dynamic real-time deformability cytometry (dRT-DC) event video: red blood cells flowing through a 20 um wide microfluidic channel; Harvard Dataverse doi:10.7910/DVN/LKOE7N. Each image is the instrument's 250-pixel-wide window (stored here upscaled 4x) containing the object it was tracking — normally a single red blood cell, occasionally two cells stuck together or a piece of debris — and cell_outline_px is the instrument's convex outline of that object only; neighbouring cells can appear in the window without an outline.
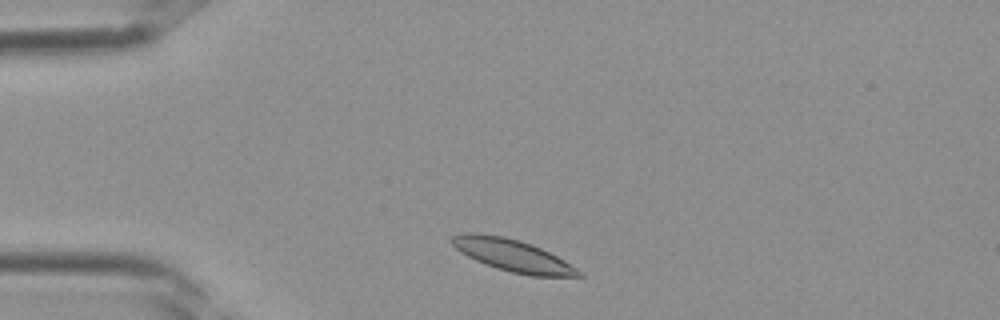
{"species": "Egyptian fruit bat (a non-hibernating species)", "species_latin": "Rousettus aegyptiacus", "temperature_condition": "room temperature", "stored_images_in_passage": 31, "camera_frame_rate_fps": 3000, "um_per_image_px": 0.085, "frame": {"image": 1, "passage_image": 2, "time_ms": 0.333, "image_size_px": [1000, 320], "cell_outline_px": [[584, 276], [532, 276], [512, 272], [496, 268], [476, 260], [460, 252], [448, 240], [452, 236], [460, 232], [476, 232], [504, 236], [520, 240], [532, 244], [564, 260], [584, 272]], "centroid_in_image_um": [43.54, 21.69], "position_along_channel_um": 41.5, "area_um2": 23.81}}
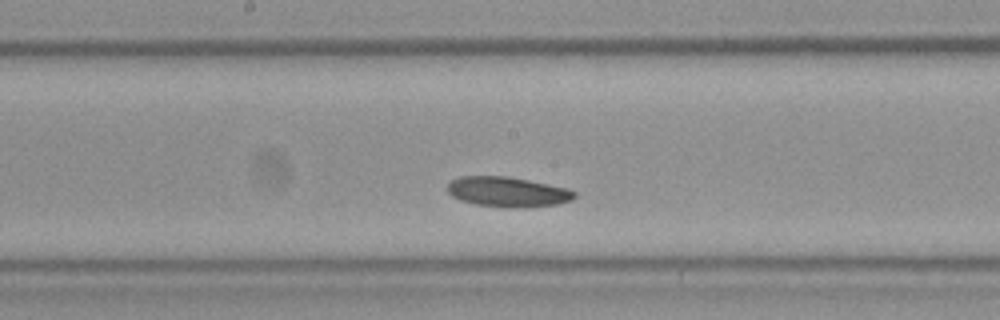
{"frame": {"image": 2, "passage_image": 13, "time_ms": 4.0, "image_size_px": [1000, 320], "cell_outline_px": [[576, 196], [572, 200], [556, 204], [524, 208], [512, 208], [476, 204], [460, 200], [452, 196], [444, 188], [452, 180], [460, 176], [508, 176], [568, 188], [576, 192]], "centroid_in_image_um": [43.14, 16.31], "position_along_channel_um": 205.1, "area_um2": 22.37}}
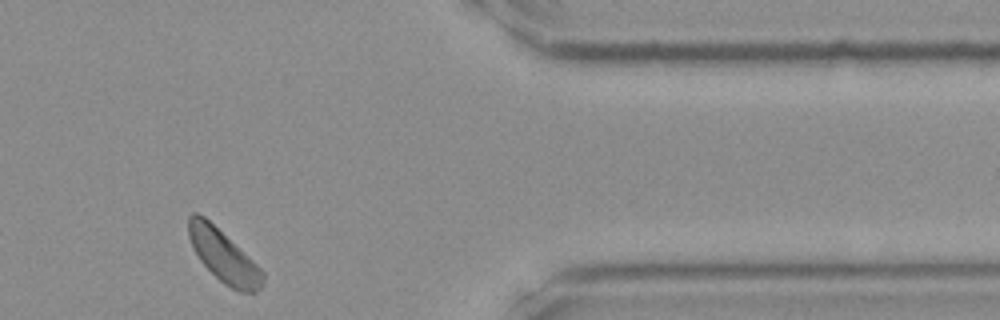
{"frame": {"image": 3, "passage_image": 25, "time_ms": 8.0, "image_size_px": [1000, 320], "cell_outline_px": [[264, 284], [256, 292], [240, 292], [224, 284], [200, 260], [188, 236], [188, 216], [192, 212], [196, 212], [204, 216], [248, 256], [264, 272]], "centroid_in_image_um": [19.01, 21.76], "position_along_channel_um": 392.4, "area_um2": 22.14}}